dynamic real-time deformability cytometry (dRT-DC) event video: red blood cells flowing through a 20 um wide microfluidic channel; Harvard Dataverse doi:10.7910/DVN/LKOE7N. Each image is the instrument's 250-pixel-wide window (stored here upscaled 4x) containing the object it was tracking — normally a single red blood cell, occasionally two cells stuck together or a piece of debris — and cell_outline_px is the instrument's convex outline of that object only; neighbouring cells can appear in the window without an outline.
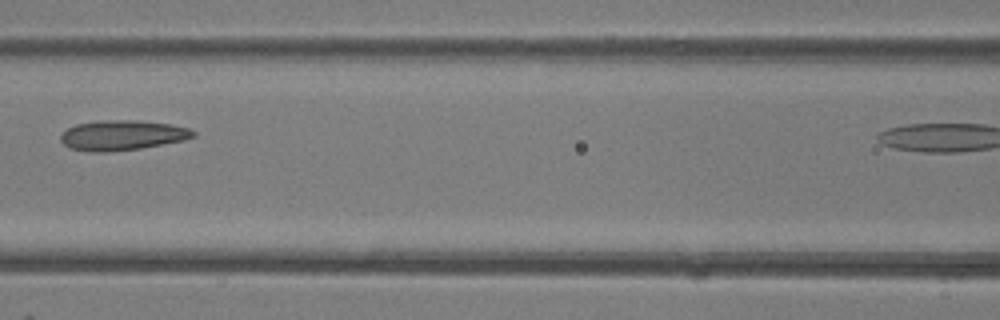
{"species": "common noctule bat (a hibernating species)", "species_latin": "Nyctalus noctula", "temperature_condition": "room temperature", "stored_images_in_passage": 4, "camera_frame_rate_fps": 3000, "um_per_image_px": 0.085, "animal": {"sex": "female"}, "frame": {"image": 1, "passage_image": 3, "time_ms": 2.0, "image_size_px": [1000, 320], "cell_outline_px": [[196, 136], [184, 140], [140, 148], [108, 152], [92, 152], [68, 148], [60, 140], [60, 136], [68, 128], [76, 124], [100, 120], [136, 120], [172, 124], [188, 128], [196, 132]], "centroid_in_image_um": [10.39, 11.49], "position_along_channel_um": 156.2, "area_um2": 23.24}}